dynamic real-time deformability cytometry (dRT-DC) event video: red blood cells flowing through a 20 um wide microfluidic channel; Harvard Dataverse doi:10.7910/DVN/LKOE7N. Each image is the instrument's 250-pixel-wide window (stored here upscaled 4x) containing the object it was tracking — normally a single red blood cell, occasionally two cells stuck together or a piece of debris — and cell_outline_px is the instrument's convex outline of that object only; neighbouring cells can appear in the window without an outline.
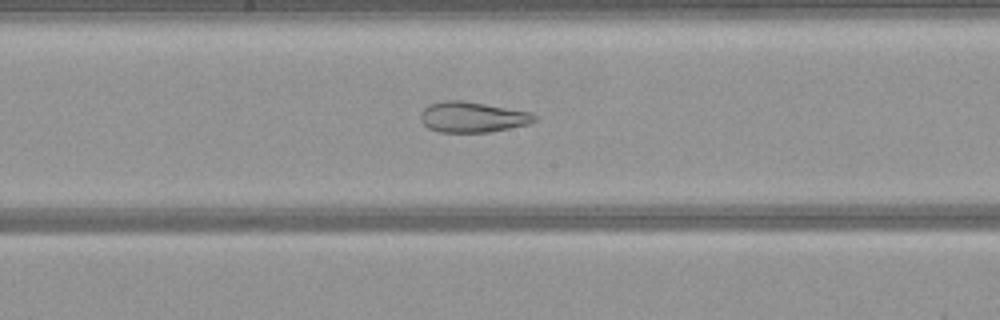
{"species": "common noctule bat (a hibernating species)", "species_latin": "Nyctalus noctula", "temperature_condition": "warm", "stored_images_in_passage": 45, "camera_frame_rate_fps": 3000, "um_per_image_px": 0.085, "animal": {"sex": "female", "body_mass_g": 21.9}, "frame": {"image": 1, "passage_image": 26, "time_ms": 8.333, "image_size_px": [1000, 320], "cell_outline_px": [[540, 116], [536, 120], [528, 124], [488, 132], [440, 132], [428, 128], [420, 120], [420, 112], [428, 104], [444, 100], [460, 100], [532, 112]], "centroid_in_image_um": [40.15, 9.94], "position_along_channel_um": 208.0, "area_um2": 20.35}}